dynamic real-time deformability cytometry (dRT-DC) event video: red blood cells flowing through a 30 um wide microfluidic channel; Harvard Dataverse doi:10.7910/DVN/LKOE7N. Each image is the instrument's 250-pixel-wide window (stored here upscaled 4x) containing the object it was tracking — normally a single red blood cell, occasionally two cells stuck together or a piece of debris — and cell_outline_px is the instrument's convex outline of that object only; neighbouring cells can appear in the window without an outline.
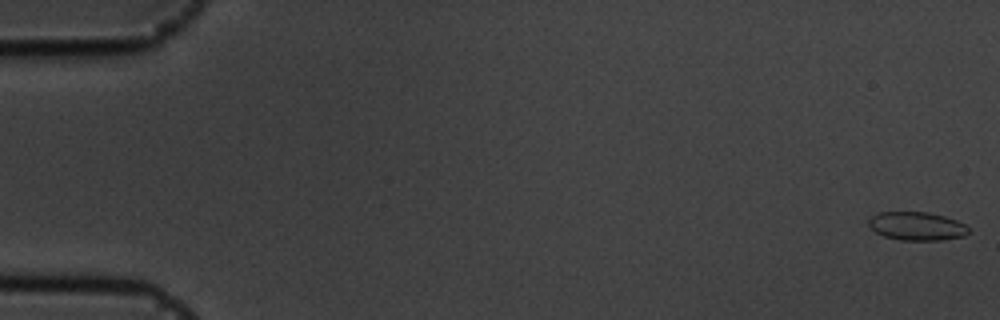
{"species": "common noctule bat (a hibernating species)", "species_latin": "Nyctalus noctula", "temperature_condition": "cold", "stored_images_in_passage": 56, "camera_frame_rate_fps": 3000, "um_per_image_px": 0.085, "animal": {"sex": "male", "body_mass_g": 19.5, "forearm_length_mm": 54.6}, "frame": {"image": 1, "passage_image": 1, "time_ms": 0.0, "image_size_px": [1000, 320], "cell_outline_px": [[968, 232], [964, 236], [940, 240], [900, 240], [884, 236], [876, 232], [868, 224], [868, 220], [876, 212], [928, 212], [944, 216], [956, 220], [964, 224], [968, 228]], "centroid_in_image_um": [77.91, 19.21], "position_along_channel_um": 7.1, "area_um2": 16.47}}
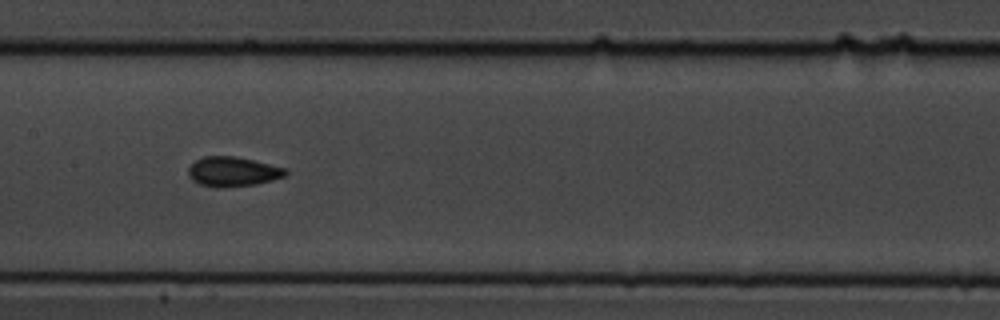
{"frame": {"image": 2, "passage_image": 28, "time_ms": 9.0, "image_size_px": [1000, 320], "cell_outline_px": [[288, 172], [284, 176], [272, 180], [256, 184], [228, 188], [216, 188], [200, 184], [192, 180], [188, 176], [188, 168], [196, 160], [204, 156], [236, 156], [284, 168]], "centroid_in_image_um": [19.74, 14.6], "position_along_channel_um": 187.7, "area_um2": 16.82}}
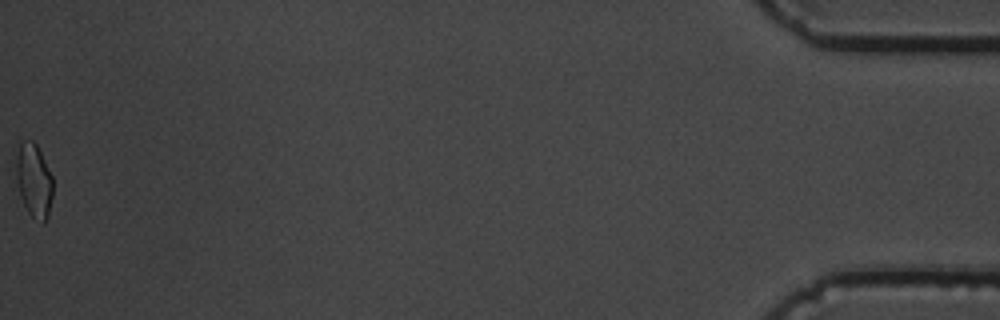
{"frame": {"image": 3, "passage_image": 56, "time_ms": 18.333, "image_size_px": [1000, 320], "cell_outline_px": [[52, 196], [48, 216], [44, 224], [40, 224], [28, 212], [20, 196], [16, 180], [16, 156], [20, 140], [32, 140], [36, 144], [52, 176]], "centroid_in_image_um": [2.87, 15.35], "position_along_channel_um": 432.3, "area_um2": 15.9}, "authors_computed_cell_mechanics": {"area_um2": 16.2707, "velocity_mm_per_s": 3.645, "shape_relaxation_time_tau1_ms": 4.3774, "shape_relaxation_time_tau2_ms": 2.4228, "deformation_change_tau1": 0.0778, "deformation_change_tau2": 0.061}}